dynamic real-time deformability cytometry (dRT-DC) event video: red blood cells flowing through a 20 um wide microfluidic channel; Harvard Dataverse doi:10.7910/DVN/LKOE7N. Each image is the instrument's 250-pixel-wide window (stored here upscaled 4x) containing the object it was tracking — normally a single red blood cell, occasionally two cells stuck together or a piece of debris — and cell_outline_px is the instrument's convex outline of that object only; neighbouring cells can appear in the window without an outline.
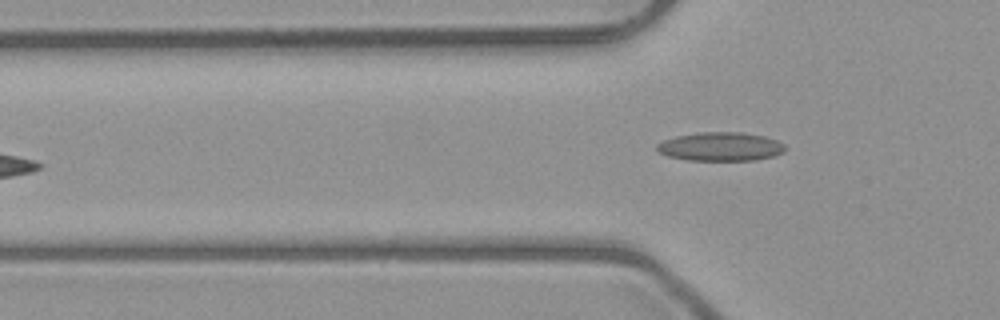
{"species": "common noctule bat (a hibernating species)", "species_latin": "Nyctalus noctula", "temperature_condition": "room temperature", "stored_images_in_passage": 5, "camera_frame_rate_fps": 3000, "um_per_image_px": 0.085, "animal": {"sex": "male", "body_mass_g": 23.1, "forearm_length_mm": 52.7}, "frame": {"image": 1, "passage_image": 5, "time_ms": 4.667, "image_size_px": [1000, 320], "cell_outline_px": [[788, 148], [784, 152], [772, 156], [752, 160], [688, 160], [668, 156], [660, 152], [656, 148], [656, 144], [664, 140], [676, 136], [700, 132], [740, 132], [764, 136], [776, 140], [784, 144]], "centroid_in_image_um": [61.26, 12.46], "position_along_channel_um": 64.5, "area_um2": 21.39}}